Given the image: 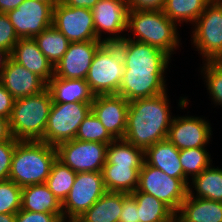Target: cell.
<instances>
[{"label":"cell","mask_w":222,"mask_h":222,"mask_svg":"<svg viewBox=\"0 0 222 222\" xmlns=\"http://www.w3.org/2000/svg\"><path fill=\"white\" fill-rule=\"evenodd\" d=\"M10 58V53L0 48V75Z\"/></svg>","instance_id":"bcb514c9"},{"label":"cell","mask_w":222,"mask_h":222,"mask_svg":"<svg viewBox=\"0 0 222 222\" xmlns=\"http://www.w3.org/2000/svg\"><path fill=\"white\" fill-rule=\"evenodd\" d=\"M208 92L216 105L222 106V60L206 61L201 69Z\"/></svg>","instance_id":"e575fe53"},{"label":"cell","mask_w":222,"mask_h":222,"mask_svg":"<svg viewBox=\"0 0 222 222\" xmlns=\"http://www.w3.org/2000/svg\"><path fill=\"white\" fill-rule=\"evenodd\" d=\"M211 155L205 147L180 150L179 159L184 175L193 179L211 165Z\"/></svg>","instance_id":"d6a6232c"},{"label":"cell","mask_w":222,"mask_h":222,"mask_svg":"<svg viewBox=\"0 0 222 222\" xmlns=\"http://www.w3.org/2000/svg\"><path fill=\"white\" fill-rule=\"evenodd\" d=\"M76 175V172L56 158L45 184L61 204L68 196Z\"/></svg>","instance_id":"1f68e13d"},{"label":"cell","mask_w":222,"mask_h":222,"mask_svg":"<svg viewBox=\"0 0 222 222\" xmlns=\"http://www.w3.org/2000/svg\"><path fill=\"white\" fill-rule=\"evenodd\" d=\"M129 10L163 11L166 0H126Z\"/></svg>","instance_id":"60d3db41"},{"label":"cell","mask_w":222,"mask_h":222,"mask_svg":"<svg viewBox=\"0 0 222 222\" xmlns=\"http://www.w3.org/2000/svg\"><path fill=\"white\" fill-rule=\"evenodd\" d=\"M19 39L8 15L0 13V48L11 54Z\"/></svg>","instance_id":"8d00e7d4"},{"label":"cell","mask_w":222,"mask_h":222,"mask_svg":"<svg viewBox=\"0 0 222 222\" xmlns=\"http://www.w3.org/2000/svg\"><path fill=\"white\" fill-rule=\"evenodd\" d=\"M25 0H0V13L7 14L9 11L16 9Z\"/></svg>","instance_id":"f6af8a7d"},{"label":"cell","mask_w":222,"mask_h":222,"mask_svg":"<svg viewBox=\"0 0 222 222\" xmlns=\"http://www.w3.org/2000/svg\"><path fill=\"white\" fill-rule=\"evenodd\" d=\"M106 192L102 172L77 173L74 184L62 203L64 219L77 220Z\"/></svg>","instance_id":"9c48e42d"},{"label":"cell","mask_w":222,"mask_h":222,"mask_svg":"<svg viewBox=\"0 0 222 222\" xmlns=\"http://www.w3.org/2000/svg\"><path fill=\"white\" fill-rule=\"evenodd\" d=\"M57 158L56 147L42 141H19L8 179L20 187L44 184Z\"/></svg>","instance_id":"7a4b0ae2"},{"label":"cell","mask_w":222,"mask_h":222,"mask_svg":"<svg viewBox=\"0 0 222 222\" xmlns=\"http://www.w3.org/2000/svg\"><path fill=\"white\" fill-rule=\"evenodd\" d=\"M176 219L179 222H222V202L192 197L188 193Z\"/></svg>","instance_id":"603a6c76"},{"label":"cell","mask_w":222,"mask_h":222,"mask_svg":"<svg viewBox=\"0 0 222 222\" xmlns=\"http://www.w3.org/2000/svg\"><path fill=\"white\" fill-rule=\"evenodd\" d=\"M122 192L107 191L78 219V222H119Z\"/></svg>","instance_id":"484cf974"},{"label":"cell","mask_w":222,"mask_h":222,"mask_svg":"<svg viewBox=\"0 0 222 222\" xmlns=\"http://www.w3.org/2000/svg\"><path fill=\"white\" fill-rule=\"evenodd\" d=\"M177 26L163 11L129 10L127 32L131 30L134 37L126 38L152 45L171 57L180 43Z\"/></svg>","instance_id":"3957f363"},{"label":"cell","mask_w":222,"mask_h":222,"mask_svg":"<svg viewBox=\"0 0 222 222\" xmlns=\"http://www.w3.org/2000/svg\"><path fill=\"white\" fill-rule=\"evenodd\" d=\"M15 99L0 83V116L9 119Z\"/></svg>","instance_id":"b9f144b4"},{"label":"cell","mask_w":222,"mask_h":222,"mask_svg":"<svg viewBox=\"0 0 222 222\" xmlns=\"http://www.w3.org/2000/svg\"><path fill=\"white\" fill-rule=\"evenodd\" d=\"M190 179H176L145 162L139 171L138 187L134 192H144L167 204L175 213L189 193Z\"/></svg>","instance_id":"52a82bcc"},{"label":"cell","mask_w":222,"mask_h":222,"mask_svg":"<svg viewBox=\"0 0 222 222\" xmlns=\"http://www.w3.org/2000/svg\"><path fill=\"white\" fill-rule=\"evenodd\" d=\"M141 168L123 164H105L101 172L106 190L131 194L138 187Z\"/></svg>","instance_id":"d4e9b609"},{"label":"cell","mask_w":222,"mask_h":222,"mask_svg":"<svg viewBox=\"0 0 222 222\" xmlns=\"http://www.w3.org/2000/svg\"><path fill=\"white\" fill-rule=\"evenodd\" d=\"M18 142L13 137L8 141L0 142V181L8 180L12 156Z\"/></svg>","instance_id":"74e56055"},{"label":"cell","mask_w":222,"mask_h":222,"mask_svg":"<svg viewBox=\"0 0 222 222\" xmlns=\"http://www.w3.org/2000/svg\"><path fill=\"white\" fill-rule=\"evenodd\" d=\"M212 0H166L163 12L176 25L194 24Z\"/></svg>","instance_id":"f1b7e54d"},{"label":"cell","mask_w":222,"mask_h":222,"mask_svg":"<svg viewBox=\"0 0 222 222\" xmlns=\"http://www.w3.org/2000/svg\"><path fill=\"white\" fill-rule=\"evenodd\" d=\"M58 2L25 0L7 13L19 38H34L53 25V9Z\"/></svg>","instance_id":"8fae6325"},{"label":"cell","mask_w":222,"mask_h":222,"mask_svg":"<svg viewBox=\"0 0 222 222\" xmlns=\"http://www.w3.org/2000/svg\"><path fill=\"white\" fill-rule=\"evenodd\" d=\"M104 41L70 42L66 53L54 67V76L86 79L93 57Z\"/></svg>","instance_id":"2e32d148"},{"label":"cell","mask_w":222,"mask_h":222,"mask_svg":"<svg viewBox=\"0 0 222 222\" xmlns=\"http://www.w3.org/2000/svg\"><path fill=\"white\" fill-rule=\"evenodd\" d=\"M211 125L201 117H173L167 139L178 149L206 147L212 136Z\"/></svg>","instance_id":"9a60e30c"},{"label":"cell","mask_w":222,"mask_h":222,"mask_svg":"<svg viewBox=\"0 0 222 222\" xmlns=\"http://www.w3.org/2000/svg\"><path fill=\"white\" fill-rule=\"evenodd\" d=\"M22 187L11 180L0 181V214L17 213L21 209Z\"/></svg>","instance_id":"d590c367"},{"label":"cell","mask_w":222,"mask_h":222,"mask_svg":"<svg viewBox=\"0 0 222 222\" xmlns=\"http://www.w3.org/2000/svg\"><path fill=\"white\" fill-rule=\"evenodd\" d=\"M53 103H92L95 95L86 79H63L53 76L47 83Z\"/></svg>","instance_id":"7402d4cb"},{"label":"cell","mask_w":222,"mask_h":222,"mask_svg":"<svg viewBox=\"0 0 222 222\" xmlns=\"http://www.w3.org/2000/svg\"><path fill=\"white\" fill-rule=\"evenodd\" d=\"M16 213H1L0 222H15Z\"/></svg>","instance_id":"7dc6e473"},{"label":"cell","mask_w":222,"mask_h":222,"mask_svg":"<svg viewBox=\"0 0 222 222\" xmlns=\"http://www.w3.org/2000/svg\"><path fill=\"white\" fill-rule=\"evenodd\" d=\"M129 101L119 95H97L91 111L114 139H123L127 127Z\"/></svg>","instance_id":"e0dca14e"},{"label":"cell","mask_w":222,"mask_h":222,"mask_svg":"<svg viewBox=\"0 0 222 222\" xmlns=\"http://www.w3.org/2000/svg\"><path fill=\"white\" fill-rule=\"evenodd\" d=\"M21 209L30 212L52 213L62 220V204L44 184L28 185L22 187Z\"/></svg>","instance_id":"cb8c5ba5"},{"label":"cell","mask_w":222,"mask_h":222,"mask_svg":"<svg viewBox=\"0 0 222 222\" xmlns=\"http://www.w3.org/2000/svg\"><path fill=\"white\" fill-rule=\"evenodd\" d=\"M38 1H44V2H59V0H38Z\"/></svg>","instance_id":"c3c4849f"},{"label":"cell","mask_w":222,"mask_h":222,"mask_svg":"<svg viewBox=\"0 0 222 222\" xmlns=\"http://www.w3.org/2000/svg\"><path fill=\"white\" fill-rule=\"evenodd\" d=\"M10 57L30 72L37 74L46 83L54 76V66L40 51L34 38H20Z\"/></svg>","instance_id":"ffe728a7"},{"label":"cell","mask_w":222,"mask_h":222,"mask_svg":"<svg viewBox=\"0 0 222 222\" xmlns=\"http://www.w3.org/2000/svg\"><path fill=\"white\" fill-rule=\"evenodd\" d=\"M91 10L96 37L99 40L115 43L126 37L125 34L121 35L127 31L129 8L126 0H99ZM102 32L110 35L102 38Z\"/></svg>","instance_id":"4fadbf2b"},{"label":"cell","mask_w":222,"mask_h":222,"mask_svg":"<svg viewBox=\"0 0 222 222\" xmlns=\"http://www.w3.org/2000/svg\"><path fill=\"white\" fill-rule=\"evenodd\" d=\"M0 83L15 100L41 93L47 88V83L41 77L30 72L11 57L2 70Z\"/></svg>","instance_id":"d6986e66"},{"label":"cell","mask_w":222,"mask_h":222,"mask_svg":"<svg viewBox=\"0 0 222 222\" xmlns=\"http://www.w3.org/2000/svg\"><path fill=\"white\" fill-rule=\"evenodd\" d=\"M61 222H78L77 220H66V219H63L61 220Z\"/></svg>","instance_id":"681fc988"},{"label":"cell","mask_w":222,"mask_h":222,"mask_svg":"<svg viewBox=\"0 0 222 222\" xmlns=\"http://www.w3.org/2000/svg\"><path fill=\"white\" fill-rule=\"evenodd\" d=\"M195 26V27H194ZM192 44L204 61L222 60V1H211L193 25Z\"/></svg>","instance_id":"ba28073f"},{"label":"cell","mask_w":222,"mask_h":222,"mask_svg":"<svg viewBox=\"0 0 222 222\" xmlns=\"http://www.w3.org/2000/svg\"><path fill=\"white\" fill-rule=\"evenodd\" d=\"M115 43L122 51L124 71L166 72L171 57L164 51L126 37Z\"/></svg>","instance_id":"5bb4252c"},{"label":"cell","mask_w":222,"mask_h":222,"mask_svg":"<svg viewBox=\"0 0 222 222\" xmlns=\"http://www.w3.org/2000/svg\"><path fill=\"white\" fill-rule=\"evenodd\" d=\"M46 88L41 93L16 99L9 118L12 137L18 141H42L52 106Z\"/></svg>","instance_id":"277c9868"},{"label":"cell","mask_w":222,"mask_h":222,"mask_svg":"<svg viewBox=\"0 0 222 222\" xmlns=\"http://www.w3.org/2000/svg\"><path fill=\"white\" fill-rule=\"evenodd\" d=\"M92 103H52L43 142L57 147L75 139L79 126L91 112Z\"/></svg>","instance_id":"8992f818"},{"label":"cell","mask_w":222,"mask_h":222,"mask_svg":"<svg viewBox=\"0 0 222 222\" xmlns=\"http://www.w3.org/2000/svg\"><path fill=\"white\" fill-rule=\"evenodd\" d=\"M61 218L52 213L30 212L20 209L15 222H61Z\"/></svg>","instance_id":"f35d334b"},{"label":"cell","mask_w":222,"mask_h":222,"mask_svg":"<svg viewBox=\"0 0 222 222\" xmlns=\"http://www.w3.org/2000/svg\"><path fill=\"white\" fill-rule=\"evenodd\" d=\"M108 144L73 139L56 147L57 158L76 173L101 172Z\"/></svg>","instance_id":"30bf717a"},{"label":"cell","mask_w":222,"mask_h":222,"mask_svg":"<svg viewBox=\"0 0 222 222\" xmlns=\"http://www.w3.org/2000/svg\"><path fill=\"white\" fill-rule=\"evenodd\" d=\"M75 139L108 145L115 140L92 111L82 121Z\"/></svg>","instance_id":"836d02e7"},{"label":"cell","mask_w":222,"mask_h":222,"mask_svg":"<svg viewBox=\"0 0 222 222\" xmlns=\"http://www.w3.org/2000/svg\"><path fill=\"white\" fill-rule=\"evenodd\" d=\"M138 209V222H172L176 213L163 201L144 192H132Z\"/></svg>","instance_id":"4316f807"},{"label":"cell","mask_w":222,"mask_h":222,"mask_svg":"<svg viewBox=\"0 0 222 222\" xmlns=\"http://www.w3.org/2000/svg\"><path fill=\"white\" fill-rule=\"evenodd\" d=\"M172 222H179L176 218Z\"/></svg>","instance_id":"f907efd6"},{"label":"cell","mask_w":222,"mask_h":222,"mask_svg":"<svg viewBox=\"0 0 222 222\" xmlns=\"http://www.w3.org/2000/svg\"><path fill=\"white\" fill-rule=\"evenodd\" d=\"M191 181L193 186L189 185L188 188L192 197L222 202V168L210 165ZM192 188L196 191V195Z\"/></svg>","instance_id":"83f0119b"},{"label":"cell","mask_w":222,"mask_h":222,"mask_svg":"<svg viewBox=\"0 0 222 222\" xmlns=\"http://www.w3.org/2000/svg\"><path fill=\"white\" fill-rule=\"evenodd\" d=\"M164 73L124 71L117 95L130 102L163 94L167 91Z\"/></svg>","instance_id":"ac0fdd59"},{"label":"cell","mask_w":222,"mask_h":222,"mask_svg":"<svg viewBox=\"0 0 222 222\" xmlns=\"http://www.w3.org/2000/svg\"><path fill=\"white\" fill-rule=\"evenodd\" d=\"M11 138L9 119L0 116V142L8 141Z\"/></svg>","instance_id":"ee69618b"},{"label":"cell","mask_w":222,"mask_h":222,"mask_svg":"<svg viewBox=\"0 0 222 222\" xmlns=\"http://www.w3.org/2000/svg\"><path fill=\"white\" fill-rule=\"evenodd\" d=\"M122 51L116 43L104 42L96 51L86 76L95 96L118 94L124 73Z\"/></svg>","instance_id":"5b68a950"},{"label":"cell","mask_w":222,"mask_h":222,"mask_svg":"<svg viewBox=\"0 0 222 222\" xmlns=\"http://www.w3.org/2000/svg\"><path fill=\"white\" fill-rule=\"evenodd\" d=\"M67 6L92 9L99 0H59Z\"/></svg>","instance_id":"7bdbcfd3"},{"label":"cell","mask_w":222,"mask_h":222,"mask_svg":"<svg viewBox=\"0 0 222 222\" xmlns=\"http://www.w3.org/2000/svg\"><path fill=\"white\" fill-rule=\"evenodd\" d=\"M179 153L180 150L165 139L149 146L144 151V159L147 165L160 169L170 177L189 179L183 173Z\"/></svg>","instance_id":"44dd1931"},{"label":"cell","mask_w":222,"mask_h":222,"mask_svg":"<svg viewBox=\"0 0 222 222\" xmlns=\"http://www.w3.org/2000/svg\"><path fill=\"white\" fill-rule=\"evenodd\" d=\"M40 51L55 67L66 53L70 41L54 26L45 29L34 37Z\"/></svg>","instance_id":"f546056e"},{"label":"cell","mask_w":222,"mask_h":222,"mask_svg":"<svg viewBox=\"0 0 222 222\" xmlns=\"http://www.w3.org/2000/svg\"><path fill=\"white\" fill-rule=\"evenodd\" d=\"M119 222H138V209L131 194L122 193V212Z\"/></svg>","instance_id":"ab89813d"},{"label":"cell","mask_w":222,"mask_h":222,"mask_svg":"<svg viewBox=\"0 0 222 222\" xmlns=\"http://www.w3.org/2000/svg\"><path fill=\"white\" fill-rule=\"evenodd\" d=\"M168 102L167 92L130 101L123 139L144 151L149 146L167 139L173 119Z\"/></svg>","instance_id":"6da1fadb"},{"label":"cell","mask_w":222,"mask_h":222,"mask_svg":"<svg viewBox=\"0 0 222 222\" xmlns=\"http://www.w3.org/2000/svg\"><path fill=\"white\" fill-rule=\"evenodd\" d=\"M70 42L101 41L96 37L91 9L67 6L60 1L53 9V25Z\"/></svg>","instance_id":"7c38bea8"},{"label":"cell","mask_w":222,"mask_h":222,"mask_svg":"<svg viewBox=\"0 0 222 222\" xmlns=\"http://www.w3.org/2000/svg\"><path fill=\"white\" fill-rule=\"evenodd\" d=\"M145 162L144 150L124 139H115L107 146L105 164H123L142 167Z\"/></svg>","instance_id":"4dcf8cb0"}]
</instances>
